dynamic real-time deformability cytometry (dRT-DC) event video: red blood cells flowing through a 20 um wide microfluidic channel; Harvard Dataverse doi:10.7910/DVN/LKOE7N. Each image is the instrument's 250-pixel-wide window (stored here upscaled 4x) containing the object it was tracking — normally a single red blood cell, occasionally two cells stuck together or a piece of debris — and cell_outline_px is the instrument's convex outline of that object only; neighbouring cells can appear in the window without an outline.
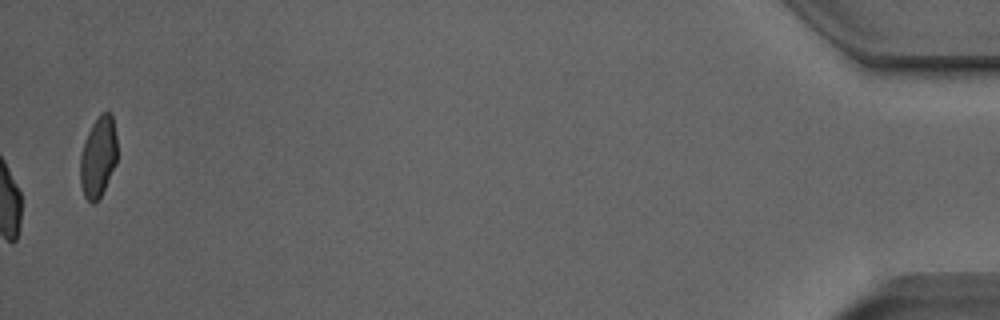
{"species": "Egyptian fruit bat (a non-hibernating species)", "species_latin": "Rousettus aegyptiacus", "temperature_condition": "room temperature", "stored_images_in_passage": 38, "camera_frame_rate_fps": 3000, "um_per_image_px": 0.085, "animal": {"sex": "male"}, "frame": {"image": 1, "passage_image": 38, "time_ms": 12.333, "image_size_px": [1000, 320], "cell_outline_px": [[116, 164], [100, 196], [92, 204], [84, 196], [80, 184], [80, 156], [88, 132], [92, 124], [100, 112], [108, 112], [112, 116], [116, 136]], "centroid_in_image_um": [8.34, 13.33], "position_along_channel_um": 426.9, "area_um2": 17.17}, "authors_computed_cell_mechanics": {"area_um2": 20.23, "velocity_mm_per_s": 3.996, "shape_relaxation_time_tau1_ms": 4.3043, "shape_relaxation_time_tau2_ms": 2.3602, "deformation_change_tau1": 0.1513, "deformation_change_tau2": 0.0729}}